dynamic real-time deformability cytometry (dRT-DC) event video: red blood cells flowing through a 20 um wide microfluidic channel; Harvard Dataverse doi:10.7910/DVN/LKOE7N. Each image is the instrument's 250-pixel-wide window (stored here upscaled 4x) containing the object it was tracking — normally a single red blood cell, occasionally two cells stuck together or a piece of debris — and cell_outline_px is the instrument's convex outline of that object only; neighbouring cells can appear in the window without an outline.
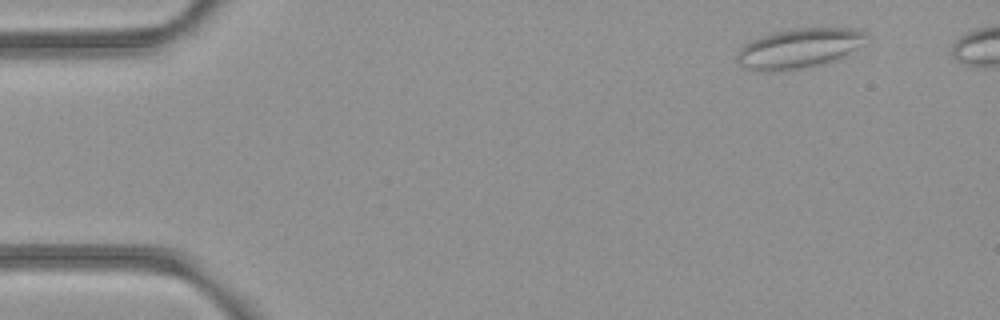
{"species": "common noctule bat (a hibernating species)", "species_latin": "Nyctalus noctula", "temperature_condition": "room temperature", "stored_images_in_passage": 5, "camera_frame_rate_fps": 3000, "um_per_image_px": 0.085, "animal": {"sex": "female", "body_mass_g": 21.9}, "frame": {"image": 1, "passage_image": 1, "time_ms": 0.0, "image_size_px": [1000, 320], "cell_outline_px": [[868, 44], [832, 60], [816, 64], [796, 68], [772, 72], [756, 72], [744, 68], [740, 64], [736, 56], [740, 48], [744, 44], [752, 40], [776, 32], [800, 28], [852, 28], [864, 32], [868, 36]], "centroid_in_image_um": [67.92, 4.1], "position_along_channel_um": 17.1, "area_um2": 29.59}}